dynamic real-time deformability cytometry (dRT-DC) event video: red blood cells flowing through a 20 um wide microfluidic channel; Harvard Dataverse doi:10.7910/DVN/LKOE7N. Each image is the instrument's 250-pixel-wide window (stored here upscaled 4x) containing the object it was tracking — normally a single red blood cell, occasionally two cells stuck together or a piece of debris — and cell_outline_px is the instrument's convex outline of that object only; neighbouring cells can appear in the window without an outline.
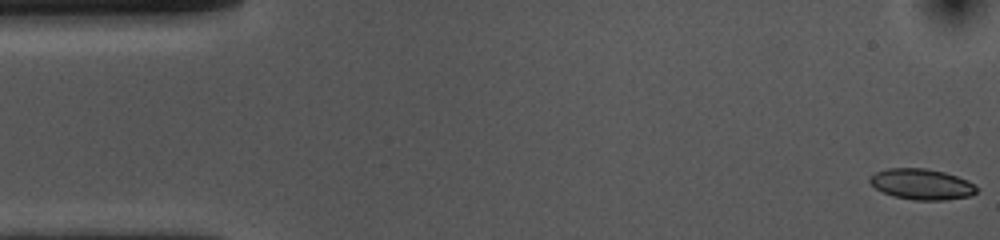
{"species": "common noctule bat (a hibernating species)", "species_latin": "Nyctalus noctula", "temperature_condition": "cold", "stored_images_in_passage": 50, "camera_frame_rate_fps": 3000, "um_per_image_px": 0.085, "animal": {"sex": "female", "body_mass_g": 10.0, "forearm_length_mm": 53.1}, "frame": {"image": 1, "passage_image": 1, "time_ms": 0.0, "image_size_px": [1000, 240], "cell_outline_px": [[980, 188], [976, 192], [968, 196], [944, 200], [916, 200], [892, 196], [876, 188], [868, 180], [868, 176], [876, 172], [888, 168], [924, 168], [944, 172], [968, 180]], "centroid_in_image_um": [78.34, 15.65], "position_along_channel_um": 6.7, "area_um2": 19.13}}
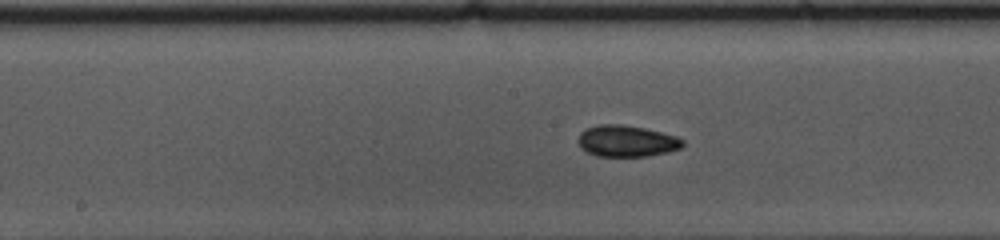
{"frame": {"image": 2, "passage_image": 26, "time_ms": 8.333, "image_size_px": [1000, 240], "cell_outline_px": [[684, 144], [680, 148], [668, 152], [648, 156], [596, 156], [580, 148], [580, 132], [584, 128], [600, 124], [620, 124], [644, 128], [676, 136], [684, 140]], "centroid_in_image_um": [53.26, 11.99], "position_along_channel_um": 194.9, "area_um2": 19.07}}
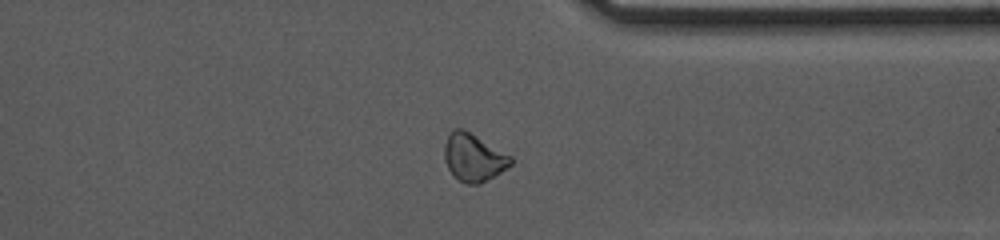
{"frame": {"image": 3, "passage_image": 41, "time_ms": 13.333, "image_size_px": [1000, 240], "cell_outline_px": [[512, 164], [500, 172], [480, 184], [464, 184], [448, 168], [444, 160], [444, 144], [448, 136], [456, 128], [464, 128], [512, 156]], "centroid_in_image_um": [40.25, 13.37], "position_along_channel_um": 371.1, "area_um2": 18.32}}